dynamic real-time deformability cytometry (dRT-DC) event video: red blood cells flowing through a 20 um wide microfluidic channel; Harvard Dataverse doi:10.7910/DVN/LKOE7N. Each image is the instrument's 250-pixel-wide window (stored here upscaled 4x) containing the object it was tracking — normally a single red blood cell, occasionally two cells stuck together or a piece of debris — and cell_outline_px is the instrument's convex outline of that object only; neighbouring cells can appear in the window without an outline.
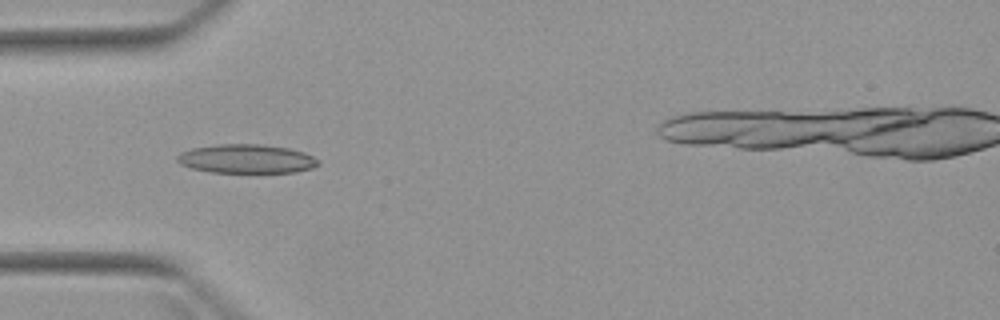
{"species": "Egyptian fruit bat (a non-hibernating species)", "species_latin": "Rousettus aegyptiacus", "temperature_condition": "warm", "stored_images_in_passage": 5, "camera_frame_rate_fps": 3000, "um_per_image_px": 0.085, "animal": {"sex": "female"}, "frame": {"image": 1, "passage_image": 5, "time_ms": 4.667, "image_size_px": [1000, 320], "cell_outline_px": [[320, 164], [312, 168], [296, 172], [212, 172], [192, 168], [180, 164], [176, 160], [176, 156], [180, 152], [192, 148], [216, 144], [260, 144], [288, 148], [304, 152], [320, 160]], "centroid_in_image_um": [20.95, 13.49], "position_along_channel_um": 64.1, "area_um2": 23.81}}